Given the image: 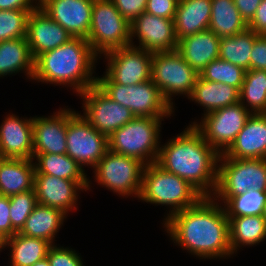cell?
<instances>
[{"label": "cell", "instance_id": "obj_1", "mask_svg": "<svg viewBox=\"0 0 266 266\" xmlns=\"http://www.w3.org/2000/svg\"><path fill=\"white\" fill-rule=\"evenodd\" d=\"M220 205L212 197H203L169 217L163 223L165 231L174 243L201 259L230 257L229 219Z\"/></svg>", "mask_w": 266, "mask_h": 266}, {"label": "cell", "instance_id": "obj_2", "mask_svg": "<svg viewBox=\"0 0 266 266\" xmlns=\"http://www.w3.org/2000/svg\"><path fill=\"white\" fill-rule=\"evenodd\" d=\"M219 157L220 154L190 124L160 147L156 164L189 182L204 197H212L217 183Z\"/></svg>", "mask_w": 266, "mask_h": 266}, {"label": "cell", "instance_id": "obj_3", "mask_svg": "<svg viewBox=\"0 0 266 266\" xmlns=\"http://www.w3.org/2000/svg\"><path fill=\"white\" fill-rule=\"evenodd\" d=\"M97 57L87 39L71 38L35 58L32 80L68 85L77 94L83 93L97 83V77L92 76Z\"/></svg>", "mask_w": 266, "mask_h": 266}, {"label": "cell", "instance_id": "obj_4", "mask_svg": "<svg viewBox=\"0 0 266 266\" xmlns=\"http://www.w3.org/2000/svg\"><path fill=\"white\" fill-rule=\"evenodd\" d=\"M203 197L189 182L166 172L156 163L145 165L138 198L146 203L170 206L163 222L173 214L196 205Z\"/></svg>", "mask_w": 266, "mask_h": 266}, {"label": "cell", "instance_id": "obj_5", "mask_svg": "<svg viewBox=\"0 0 266 266\" xmlns=\"http://www.w3.org/2000/svg\"><path fill=\"white\" fill-rule=\"evenodd\" d=\"M163 119L135 117L108 137V149L138 159L145 165L156 163Z\"/></svg>", "mask_w": 266, "mask_h": 266}, {"label": "cell", "instance_id": "obj_6", "mask_svg": "<svg viewBox=\"0 0 266 266\" xmlns=\"http://www.w3.org/2000/svg\"><path fill=\"white\" fill-rule=\"evenodd\" d=\"M96 85L113 101L129 108L135 117L165 118L174 112L152 80L124 86L105 74L97 77Z\"/></svg>", "mask_w": 266, "mask_h": 266}, {"label": "cell", "instance_id": "obj_7", "mask_svg": "<svg viewBox=\"0 0 266 266\" xmlns=\"http://www.w3.org/2000/svg\"><path fill=\"white\" fill-rule=\"evenodd\" d=\"M218 163L214 200L225 204L249 189L266 191V159H234L220 154Z\"/></svg>", "mask_w": 266, "mask_h": 266}, {"label": "cell", "instance_id": "obj_8", "mask_svg": "<svg viewBox=\"0 0 266 266\" xmlns=\"http://www.w3.org/2000/svg\"><path fill=\"white\" fill-rule=\"evenodd\" d=\"M130 28L111 0H94L87 41L98 56L131 45Z\"/></svg>", "mask_w": 266, "mask_h": 266}, {"label": "cell", "instance_id": "obj_9", "mask_svg": "<svg viewBox=\"0 0 266 266\" xmlns=\"http://www.w3.org/2000/svg\"><path fill=\"white\" fill-rule=\"evenodd\" d=\"M198 76L177 50L153 53L151 80L170 106L172 96H190Z\"/></svg>", "mask_w": 266, "mask_h": 266}, {"label": "cell", "instance_id": "obj_10", "mask_svg": "<svg viewBox=\"0 0 266 266\" xmlns=\"http://www.w3.org/2000/svg\"><path fill=\"white\" fill-rule=\"evenodd\" d=\"M144 168L145 164L138 159L108 149L94 167V177L99 185L114 193L126 197H139Z\"/></svg>", "mask_w": 266, "mask_h": 266}, {"label": "cell", "instance_id": "obj_11", "mask_svg": "<svg viewBox=\"0 0 266 266\" xmlns=\"http://www.w3.org/2000/svg\"><path fill=\"white\" fill-rule=\"evenodd\" d=\"M66 154L81 167L94 168L108 150V138L78 112L67 108Z\"/></svg>", "mask_w": 266, "mask_h": 266}, {"label": "cell", "instance_id": "obj_12", "mask_svg": "<svg viewBox=\"0 0 266 266\" xmlns=\"http://www.w3.org/2000/svg\"><path fill=\"white\" fill-rule=\"evenodd\" d=\"M201 122L191 123L204 140L219 154H223L234 142L245 126L251 112L240 101L208 114H203Z\"/></svg>", "mask_w": 266, "mask_h": 266}, {"label": "cell", "instance_id": "obj_13", "mask_svg": "<svg viewBox=\"0 0 266 266\" xmlns=\"http://www.w3.org/2000/svg\"><path fill=\"white\" fill-rule=\"evenodd\" d=\"M78 95L84 103V113L81 116L107 138L135 118L129 108L113 101L97 85Z\"/></svg>", "mask_w": 266, "mask_h": 266}, {"label": "cell", "instance_id": "obj_14", "mask_svg": "<svg viewBox=\"0 0 266 266\" xmlns=\"http://www.w3.org/2000/svg\"><path fill=\"white\" fill-rule=\"evenodd\" d=\"M103 55L108 61L105 74L113 82L130 86L151 80L152 52L129 45Z\"/></svg>", "mask_w": 266, "mask_h": 266}, {"label": "cell", "instance_id": "obj_15", "mask_svg": "<svg viewBox=\"0 0 266 266\" xmlns=\"http://www.w3.org/2000/svg\"><path fill=\"white\" fill-rule=\"evenodd\" d=\"M131 46L152 53L177 49L174 20L157 17L143 12L130 24ZM138 38L139 46L134 45L133 37Z\"/></svg>", "mask_w": 266, "mask_h": 266}, {"label": "cell", "instance_id": "obj_16", "mask_svg": "<svg viewBox=\"0 0 266 266\" xmlns=\"http://www.w3.org/2000/svg\"><path fill=\"white\" fill-rule=\"evenodd\" d=\"M94 0H40L39 7L73 38L87 39Z\"/></svg>", "mask_w": 266, "mask_h": 266}, {"label": "cell", "instance_id": "obj_17", "mask_svg": "<svg viewBox=\"0 0 266 266\" xmlns=\"http://www.w3.org/2000/svg\"><path fill=\"white\" fill-rule=\"evenodd\" d=\"M90 181H72L47 174H34L37 203L61 210H76L79 190H89Z\"/></svg>", "mask_w": 266, "mask_h": 266}, {"label": "cell", "instance_id": "obj_18", "mask_svg": "<svg viewBox=\"0 0 266 266\" xmlns=\"http://www.w3.org/2000/svg\"><path fill=\"white\" fill-rule=\"evenodd\" d=\"M73 38L59 23L51 19L40 7L28 15L26 39L33 58L53 50Z\"/></svg>", "mask_w": 266, "mask_h": 266}, {"label": "cell", "instance_id": "obj_19", "mask_svg": "<svg viewBox=\"0 0 266 266\" xmlns=\"http://www.w3.org/2000/svg\"><path fill=\"white\" fill-rule=\"evenodd\" d=\"M33 157L36 154H66L67 109L49 117H32Z\"/></svg>", "mask_w": 266, "mask_h": 266}, {"label": "cell", "instance_id": "obj_20", "mask_svg": "<svg viewBox=\"0 0 266 266\" xmlns=\"http://www.w3.org/2000/svg\"><path fill=\"white\" fill-rule=\"evenodd\" d=\"M0 125V158L33 159L32 118L9 114Z\"/></svg>", "mask_w": 266, "mask_h": 266}, {"label": "cell", "instance_id": "obj_21", "mask_svg": "<svg viewBox=\"0 0 266 266\" xmlns=\"http://www.w3.org/2000/svg\"><path fill=\"white\" fill-rule=\"evenodd\" d=\"M221 155L234 159H266V114H251L234 142Z\"/></svg>", "mask_w": 266, "mask_h": 266}, {"label": "cell", "instance_id": "obj_22", "mask_svg": "<svg viewBox=\"0 0 266 266\" xmlns=\"http://www.w3.org/2000/svg\"><path fill=\"white\" fill-rule=\"evenodd\" d=\"M176 50L200 74L211 61L219 58L220 38L208 29L178 40Z\"/></svg>", "mask_w": 266, "mask_h": 266}, {"label": "cell", "instance_id": "obj_23", "mask_svg": "<svg viewBox=\"0 0 266 266\" xmlns=\"http://www.w3.org/2000/svg\"><path fill=\"white\" fill-rule=\"evenodd\" d=\"M211 0H179L174 27L177 40L209 29Z\"/></svg>", "mask_w": 266, "mask_h": 266}, {"label": "cell", "instance_id": "obj_24", "mask_svg": "<svg viewBox=\"0 0 266 266\" xmlns=\"http://www.w3.org/2000/svg\"><path fill=\"white\" fill-rule=\"evenodd\" d=\"M33 159L0 158V195L12 196L34 188Z\"/></svg>", "mask_w": 266, "mask_h": 266}, {"label": "cell", "instance_id": "obj_25", "mask_svg": "<svg viewBox=\"0 0 266 266\" xmlns=\"http://www.w3.org/2000/svg\"><path fill=\"white\" fill-rule=\"evenodd\" d=\"M240 91L234 86L221 82L204 80L198 76L188 99L204 107V114L239 102Z\"/></svg>", "mask_w": 266, "mask_h": 266}, {"label": "cell", "instance_id": "obj_26", "mask_svg": "<svg viewBox=\"0 0 266 266\" xmlns=\"http://www.w3.org/2000/svg\"><path fill=\"white\" fill-rule=\"evenodd\" d=\"M34 60L26 37L0 42V77L22 70L32 79Z\"/></svg>", "mask_w": 266, "mask_h": 266}, {"label": "cell", "instance_id": "obj_27", "mask_svg": "<svg viewBox=\"0 0 266 266\" xmlns=\"http://www.w3.org/2000/svg\"><path fill=\"white\" fill-rule=\"evenodd\" d=\"M65 215L59 209L37 204L19 233L28 237L42 238L55 245L53 242L66 218Z\"/></svg>", "mask_w": 266, "mask_h": 266}, {"label": "cell", "instance_id": "obj_28", "mask_svg": "<svg viewBox=\"0 0 266 266\" xmlns=\"http://www.w3.org/2000/svg\"><path fill=\"white\" fill-rule=\"evenodd\" d=\"M232 253L240 246H253L266 238V219L263 215L228 217Z\"/></svg>", "mask_w": 266, "mask_h": 266}, {"label": "cell", "instance_id": "obj_29", "mask_svg": "<svg viewBox=\"0 0 266 266\" xmlns=\"http://www.w3.org/2000/svg\"><path fill=\"white\" fill-rule=\"evenodd\" d=\"M7 246L11 250L10 266H33L47 257L52 244L42 238L28 237L18 232L5 240Z\"/></svg>", "mask_w": 266, "mask_h": 266}, {"label": "cell", "instance_id": "obj_30", "mask_svg": "<svg viewBox=\"0 0 266 266\" xmlns=\"http://www.w3.org/2000/svg\"><path fill=\"white\" fill-rule=\"evenodd\" d=\"M211 5L209 30L219 38L242 33L248 28L234 0H211Z\"/></svg>", "mask_w": 266, "mask_h": 266}, {"label": "cell", "instance_id": "obj_31", "mask_svg": "<svg viewBox=\"0 0 266 266\" xmlns=\"http://www.w3.org/2000/svg\"><path fill=\"white\" fill-rule=\"evenodd\" d=\"M35 173L72 181H88L84 169L67 154H36Z\"/></svg>", "mask_w": 266, "mask_h": 266}, {"label": "cell", "instance_id": "obj_32", "mask_svg": "<svg viewBox=\"0 0 266 266\" xmlns=\"http://www.w3.org/2000/svg\"><path fill=\"white\" fill-rule=\"evenodd\" d=\"M257 37L247 28L242 33L220 38L219 58L248 71L252 47Z\"/></svg>", "mask_w": 266, "mask_h": 266}, {"label": "cell", "instance_id": "obj_33", "mask_svg": "<svg viewBox=\"0 0 266 266\" xmlns=\"http://www.w3.org/2000/svg\"><path fill=\"white\" fill-rule=\"evenodd\" d=\"M239 101L251 114H266V70L246 71Z\"/></svg>", "mask_w": 266, "mask_h": 266}, {"label": "cell", "instance_id": "obj_34", "mask_svg": "<svg viewBox=\"0 0 266 266\" xmlns=\"http://www.w3.org/2000/svg\"><path fill=\"white\" fill-rule=\"evenodd\" d=\"M266 204V191L249 189L245 193L231 197L223 204L227 216L262 215Z\"/></svg>", "mask_w": 266, "mask_h": 266}, {"label": "cell", "instance_id": "obj_35", "mask_svg": "<svg viewBox=\"0 0 266 266\" xmlns=\"http://www.w3.org/2000/svg\"><path fill=\"white\" fill-rule=\"evenodd\" d=\"M246 70L220 58L211 61L199 74L204 80L221 82L241 90Z\"/></svg>", "mask_w": 266, "mask_h": 266}, {"label": "cell", "instance_id": "obj_36", "mask_svg": "<svg viewBox=\"0 0 266 266\" xmlns=\"http://www.w3.org/2000/svg\"><path fill=\"white\" fill-rule=\"evenodd\" d=\"M33 10H0V42L26 37L28 15Z\"/></svg>", "mask_w": 266, "mask_h": 266}, {"label": "cell", "instance_id": "obj_37", "mask_svg": "<svg viewBox=\"0 0 266 266\" xmlns=\"http://www.w3.org/2000/svg\"><path fill=\"white\" fill-rule=\"evenodd\" d=\"M9 203L12 228L18 233L38 204L35 189L10 196Z\"/></svg>", "mask_w": 266, "mask_h": 266}, {"label": "cell", "instance_id": "obj_38", "mask_svg": "<svg viewBox=\"0 0 266 266\" xmlns=\"http://www.w3.org/2000/svg\"><path fill=\"white\" fill-rule=\"evenodd\" d=\"M72 248L52 245L47 254L50 266H84L80 255Z\"/></svg>", "mask_w": 266, "mask_h": 266}, {"label": "cell", "instance_id": "obj_39", "mask_svg": "<svg viewBox=\"0 0 266 266\" xmlns=\"http://www.w3.org/2000/svg\"><path fill=\"white\" fill-rule=\"evenodd\" d=\"M122 16L131 24L146 11L147 0H111Z\"/></svg>", "mask_w": 266, "mask_h": 266}, {"label": "cell", "instance_id": "obj_40", "mask_svg": "<svg viewBox=\"0 0 266 266\" xmlns=\"http://www.w3.org/2000/svg\"><path fill=\"white\" fill-rule=\"evenodd\" d=\"M178 0H147L146 13L166 19L175 18Z\"/></svg>", "mask_w": 266, "mask_h": 266}, {"label": "cell", "instance_id": "obj_41", "mask_svg": "<svg viewBox=\"0 0 266 266\" xmlns=\"http://www.w3.org/2000/svg\"><path fill=\"white\" fill-rule=\"evenodd\" d=\"M16 233L10 220L9 197L0 195V236L6 240Z\"/></svg>", "mask_w": 266, "mask_h": 266}, {"label": "cell", "instance_id": "obj_42", "mask_svg": "<svg viewBox=\"0 0 266 266\" xmlns=\"http://www.w3.org/2000/svg\"><path fill=\"white\" fill-rule=\"evenodd\" d=\"M250 69L266 70V36H258L254 41Z\"/></svg>", "mask_w": 266, "mask_h": 266}, {"label": "cell", "instance_id": "obj_43", "mask_svg": "<svg viewBox=\"0 0 266 266\" xmlns=\"http://www.w3.org/2000/svg\"><path fill=\"white\" fill-rule=\"evenodd\" d=\"M247 27L258 36H266V0L261 1Z\"/></svg>", "mask_w": 266, "mask_h": 266}, {"label": "cell", "instance_id": "obj_44", "mask_svg": "<svg viewBox=\"0 0 266 266\" xmlns=\"http://www.w3.org/2000/svg\"><path fill=\"white\" fill-rule=\"evenodd\" d=\"M262 0H234L241 17L248 23L254 16Z\"/></svg>", "mask_w": 266, "mask_h": 266}, {"label": "cell", "instance_id": "obj_45", "mask_svg": "<svg viewBox=\"0 0 266 266\" xmlns=\"http://www.w3.org/2000/svg\"><path fill=\"white\" fill-rule=\"evenodd\" d=\"M39 1L40 0H0V10H35L39 7Z\"/></svg>", "mask_w": 266, "mask_h": 266}, {"label": "cell", "instance_id": "obj_46", "mask_svg": "<svg viewBox=\"0 0 266 266\" xmlns=\"http://www.w3.org/2000/svg\"><path fill=\"white\" fill-rule=\"evenodd\" d=\"M33 266H50V263L48 261V258H44L40 261H37Z\"/></svg>", "mask_w": 266, "mask_h": 266}, {"label": "cell", "instance_id": "obj_47", "mask_svg": "<svg viewBox=\"0 0 266 266\" xmlns=\"http://www.w3.org/2000/svg\"><path fill=\"white\" fill-rule=\"evenodd\" d=\"M5 248V239L0 236V251Z\"/></svg>", "mask_w": 266, "mask_h": 266}, {"label": "cell", "instance_id": "obj_48", "mask_svg": "<svg viewBox=\"0 0 266 266\" xmlns=\"http://www.w3.org/2000/svg\"><path fill=\"white\" fill-rule=\"evenodd\" d=\"M263 217L266 219V204H265V206H264V209H263Z\"/></svg>", "mask_w": 266, "mask_h": 266}]
</instances>
